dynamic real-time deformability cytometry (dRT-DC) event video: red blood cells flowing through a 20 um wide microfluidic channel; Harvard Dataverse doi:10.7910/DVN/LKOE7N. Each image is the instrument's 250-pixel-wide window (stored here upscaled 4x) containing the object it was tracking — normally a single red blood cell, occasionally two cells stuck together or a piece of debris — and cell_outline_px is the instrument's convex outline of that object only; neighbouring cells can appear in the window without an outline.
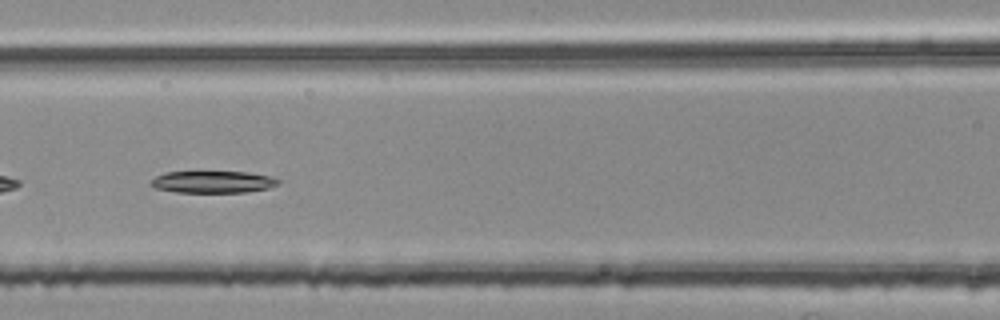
{"species": "common noctule bat (a hibernating species)", "species_latin": "Nyctalus noctula", "temperature_condition": "room temperature", "stored_images_in_passage": 26, "camera_frame_rate_fps": 3000, "um_per_image_px": 0.085, "animal": {"sex": "female", "body_mass_g": 25.1}, "frame": {"image": 1, "passage_image": 8, "time_ms": 2.333, "image_size_px": [1000, 320], "cell_outline_px": [[280, 184], [268, 188], [244, 192], [176, 192], [156, 188], [148, 184], [148, 180], [164, 172], [248, 172], [268, 176], [280, 180]], "centroid_in_image_um": [18.04, 15.46], "position_along_channel_um": 148.6, "area_um2": 16.3}, "authors_computed_cell_mechanics": {"area_um2": 17.1088, "velocity_mm_per_s": 3.7299, "shape_relaxation_time_tau1_ms": null, "shape_relaxation_time_tau2_ms": 3.0945, "deformation_change_tau1": null, "deformation_change_tau2": 0.0555}}